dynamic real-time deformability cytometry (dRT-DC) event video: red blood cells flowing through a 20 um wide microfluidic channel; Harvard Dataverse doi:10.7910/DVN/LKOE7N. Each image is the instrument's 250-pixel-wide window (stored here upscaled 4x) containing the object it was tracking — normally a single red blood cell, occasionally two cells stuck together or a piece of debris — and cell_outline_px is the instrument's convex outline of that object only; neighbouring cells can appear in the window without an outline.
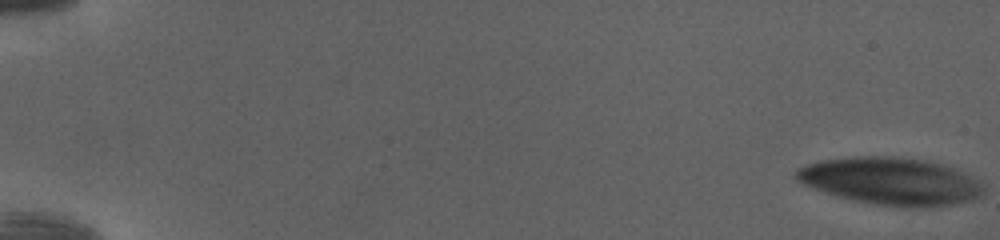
{"species": "human", "species_latin": "Homo sapiens", "temperature_condition": "cold", "stored_images_in_passage": 55, "camera_frame_rate_fps": 3000, "um_per_image_px": 0.085, "donor": {"sex": "female"}, "frame": {"image": 1, "passage_image": 1, "time_ms": 0.0, "image_size_px": [1000, 240], "cell_outline_px": [[984, 192], [980, 196], [972, 200], [956, 204], [876, 204], [856, 200], [840, 196], [804, 184], [796, 180], [792, 176], [800, 168], [808, 164], [820, 160], [852, 156], [900, 156], [924, 160], [956, 168], [980, 180], [984, 184]], "centroid_in_image_um": [75.74, 15.34], "position_along_channel_um": 9.3, "area_um2": 50.52}}
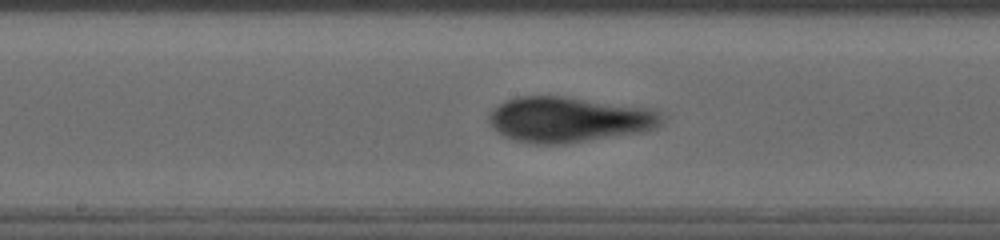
{"frame": {"image": 2, "passage_image": 31, "time_ms": 10.0, "image_size_px": [1000, 240], "cell_outline_px": [[668, 116], [656, 128], [644, 132], [560, 144], [536, 144], [516, 140], [504, 136], [492, 128], [488, 120], [488, 116], [504, 100], [520, 96], [564, 96], [656, 108]], "centroid_in_image_um": [48.44, 10.14], "position_along_channel_um": 199.8, "area_um2": 46.24}}
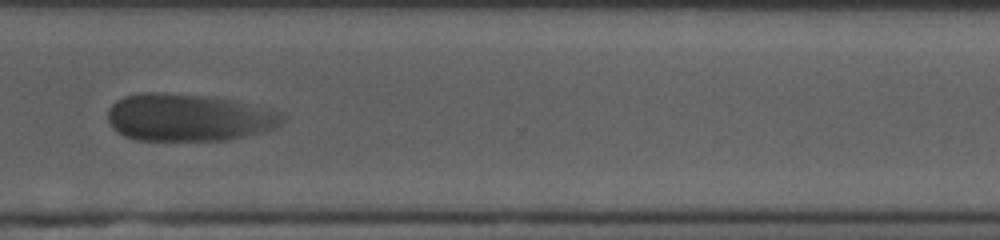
{"frame": {"image": 3, "passage_image": 43, "time_ms": 14.0, "image_size_px": [1000, 240], "cell_outline_px": [[284, 120], [280, 124], [272, 128], [260, 132], [232, 140], [136, 140], [124, 136], [116, 132], [112, 128], [108, 120], [108, 108], [116, 100], [124, 96], [140, 92], [164, 92], [212, 96], [236, 100], [272, 108], [280, 112], [284, 116]], "centroid_in_image_um": [16.02, 9.97], "position_along_channel_um": 354.6, "area_um2": 48.96}, "authors_computed_cell_mechanics": {"area_um2": 49.6502, "velocity_mm_per_s": 3.8639, "shape_relaxation_time_tau1_ms": 1.9903, "shape_relaxation_time_tau2_ms": 0.7336, "deformation_change_tau1": 0.0916, "deformation_change_tau2": 0.0628}}